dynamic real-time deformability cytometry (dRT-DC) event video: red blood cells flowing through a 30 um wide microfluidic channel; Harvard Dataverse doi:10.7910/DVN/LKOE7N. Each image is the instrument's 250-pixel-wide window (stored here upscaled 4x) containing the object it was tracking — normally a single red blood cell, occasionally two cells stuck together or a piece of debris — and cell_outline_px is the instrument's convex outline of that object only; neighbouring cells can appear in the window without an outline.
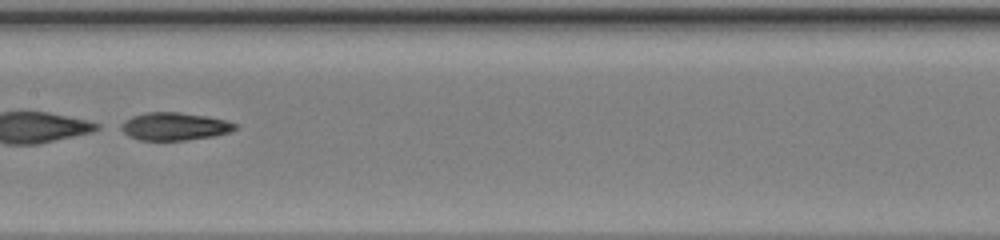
{"species": "common noctule bat (a hibernating species)", "species_latin": "Nyctalus noctula", "temperature_condition": "warm", "stored_images_in_passage": 31, "camera_frame_rate_fps": 3000, "um_per_image_px": 0.085, "animal": {"sex": "female", "body_mass_g": 20.0, "forearm_length_mm": 54.0}, "frame": {"image": 1, "passage_image": 10, "time_ms": 3.0, "image_size_px": [1000, 240], "cell_outline_px": [[240, 128], [216, 136], [184, 140], [136, 140], [128, 136], [116, 128], [116, 124], [132, 116], [148, 112], [180, 112], [228, 120], [236, 124]], "centroid_in_image_um": [14.76, 10.75], "position_along_channel_um": 192.6, "area_um2": 18.9}, "authors_computed_cell_mechanics": {"area_um2": 18.9584, "velocity_mm_per_s": 4.4075, "shape_relaxation_time_tau1_ms": 0.9497, "shape_relaxation_time_tau2_ms": 3.0152, "deformation_change_tau1": 0.2697, "deformation_change_tau2": 0.0855}}